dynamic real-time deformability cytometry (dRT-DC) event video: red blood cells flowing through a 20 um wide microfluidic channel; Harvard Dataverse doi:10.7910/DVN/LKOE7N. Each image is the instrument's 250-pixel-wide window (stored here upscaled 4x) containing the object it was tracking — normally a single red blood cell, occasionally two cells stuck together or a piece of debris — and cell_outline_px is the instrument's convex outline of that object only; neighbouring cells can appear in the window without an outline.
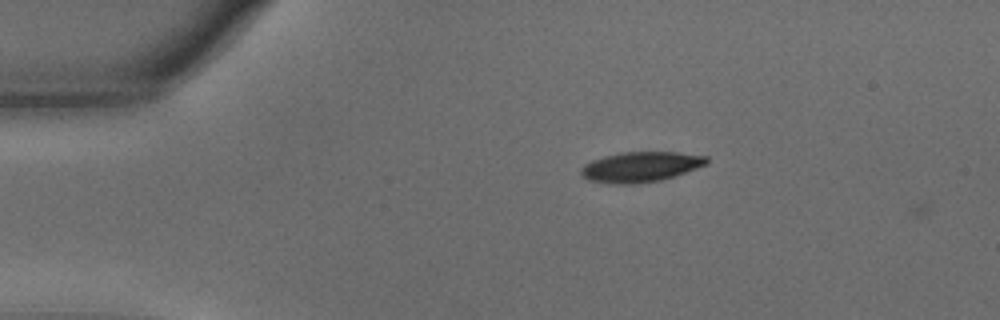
{"species": "common noctule bat (a hibernating species)", "species_latin": "Nyctalus noctula", "temperature_condition": "warm", "stored_images_in_passage": 7, "camera_frame_rate_fps": 3000, "um_per_image_px": 0.085, "animal": {"sex": "male", "body_mass_g": 15.6}, "frame": {"image": 1, "passage_image": 3, "time_ms": 0.667, "image_size_px": [1000, 320], "cell_outline_px": [[708, 164], [660, 180], [636, 184], [608, 184], [588, 180], [580, 172], [580, 168], [584, 164], [592, 160], [604, 156], [620, 152], [676, 152], [708, 156]], "centroid_in_image_um": [54.42, 14.18], "position_along_channel_um": 30.6, "area_um2": 22.14}}